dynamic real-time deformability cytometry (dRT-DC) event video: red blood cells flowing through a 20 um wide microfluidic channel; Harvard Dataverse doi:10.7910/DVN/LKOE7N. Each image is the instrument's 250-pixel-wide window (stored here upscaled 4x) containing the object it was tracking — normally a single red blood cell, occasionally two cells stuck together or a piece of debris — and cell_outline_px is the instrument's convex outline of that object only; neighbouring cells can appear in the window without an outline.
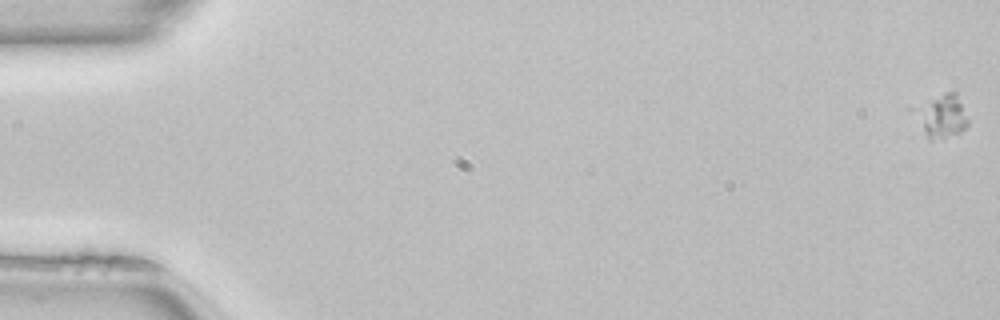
{"species": "common noctule bat (a hibernating species)", "species_latin": "Nyctalus noctula", "temperature_condition": "room temperature", "stored_images_in_passage": 52, "camera_frame_rate_fps": 3000, "um_per_image_px": 0.085, "animal": {"sex": "female", "body_mass_g": 22.7, "forearm_length_mm": 54.2}, "frame": {"image": 1, "passage_image": 1, "time_ms": 0.0, "image_size_px": [1000, 320], "cell_outline_px": [[968, 124], [960, 132], [932, 140], [928, 140], [924, 128], [924, 108], [932, 100], [944, 92], [956, 92], [968, 120]], "centroid_in_image_um": [80.27, 9.89], "position_along_channel_um": 4.7, "area_um2": 11.33}}
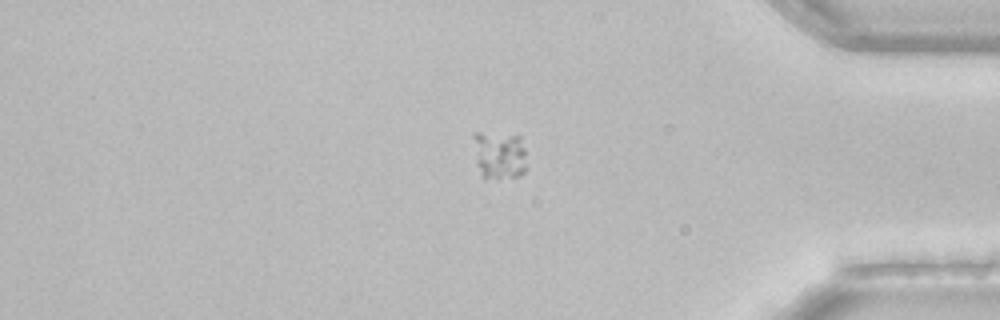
{"frame": {"image": 2, "passage_image": 44, "time_ms": 14.333, "image_size_px": [1000, 320], "cell_outline_px": [[524, 172], [520, 176], [496, 180], [484, 180], [476, 164], [472, 136], [472, 132], [480, 132], [520, 136], [524, 148]], "centroid_in_image_um": [42.38, 13.21], "position_along_channel_um": 392.8, "area_um2": 15.32}}
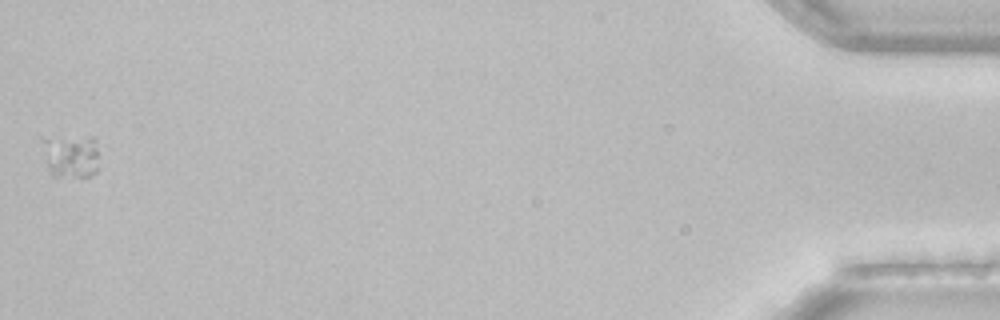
{"frame": {"image": 3, "passage_image": 52, "time_ms": 17.0, "image_size_px": [1000, 320], "cell_outline_px": [[96, 172], [88, 176], [52, 176], [48, 164], [48, 160], [68, 144], [92, 136], [96, 148]], "centroid_in_image_um": [6.37, 13.55], "position_along_channel_um": 428.8, "area_um2": 10.4}}